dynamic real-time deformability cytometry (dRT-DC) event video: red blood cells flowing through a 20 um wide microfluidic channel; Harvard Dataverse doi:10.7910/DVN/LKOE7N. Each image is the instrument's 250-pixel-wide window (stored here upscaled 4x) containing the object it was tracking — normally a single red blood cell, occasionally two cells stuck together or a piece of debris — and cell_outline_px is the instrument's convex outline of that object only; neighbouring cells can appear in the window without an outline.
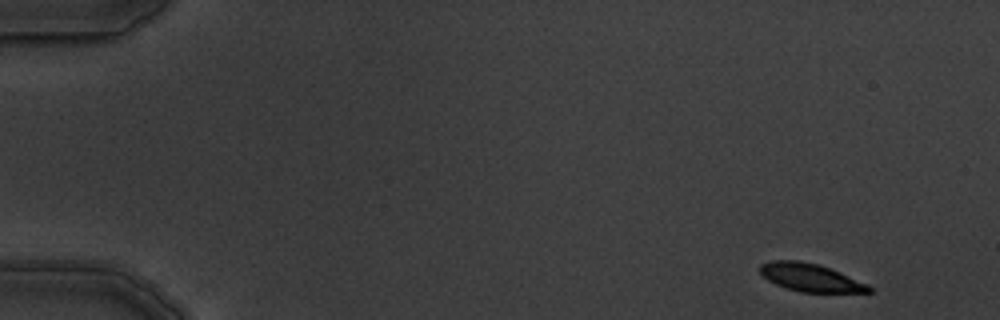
{"species": "common noctule bat (a hibernating species)", "species_latin": "Nyctalus noctula", "temperature_condition": "warm", "stored_images_in_passage": 4, "camera_frame_rate_fps": 3000, "um_per_image_px": 0.085, "animal": {"sex": "male", "body_mass_g": 19.5, "forearm_length_mm": 54.6}, "frame": {"image": 1, "passage_image": 1, "time_ms": 0.0, "image_size_px": [1000, 320], "cell_outline_px": [[872, 292], [800, 292], [776, 284], [768, 280], [760, 272], [760, 264], [772, 260], [800, 260], [816, 264], [840, 272], [868, 284], [872, 288]], "centroid_in_image_um": [68.89, 23.59], "position_along_channel_um": 16.1, "area_um2": 17.51}}
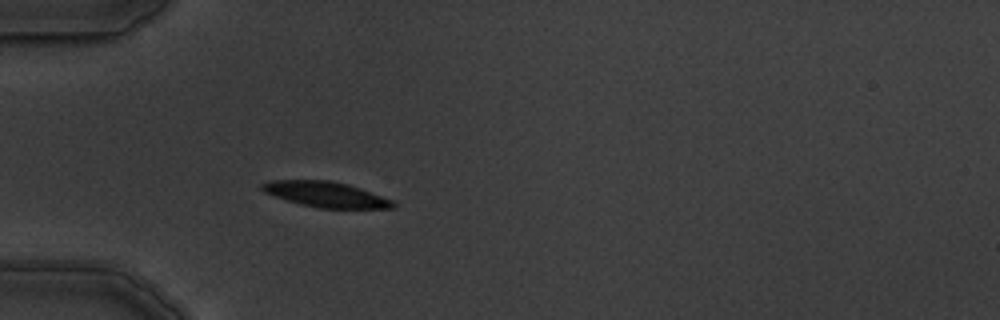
{"frame": {"image": 2, "passage_image": 4, "time_ms": 4.333, "image_size_px": [1000, 320], "cell_outline_px": [[396, 208], [320, 208], [288, 200], [264, 192], [260, 188], [260, 184], [272, 180], [328, 180], [348, 184], [360, 188], [392, 200], [396, 204]], "centroid_in_image_um": [27.71, 16.51], "position_along_channel_um": 57.3, "area_um2": 19.13}}